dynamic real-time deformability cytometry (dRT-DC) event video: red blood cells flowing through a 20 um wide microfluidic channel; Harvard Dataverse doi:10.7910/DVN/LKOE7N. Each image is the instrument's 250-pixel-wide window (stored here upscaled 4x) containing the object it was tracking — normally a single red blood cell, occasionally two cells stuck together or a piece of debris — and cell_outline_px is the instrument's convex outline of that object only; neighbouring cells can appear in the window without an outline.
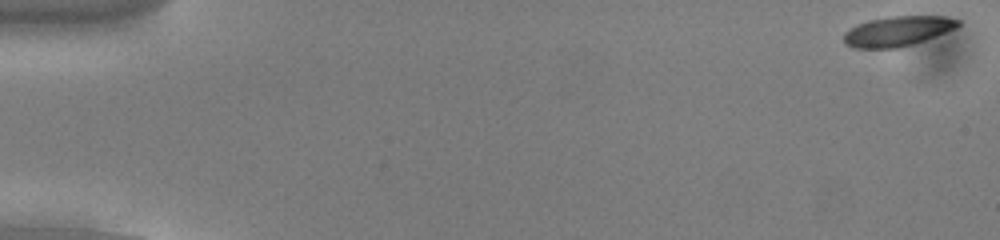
{"species": "common noctule bat (a hibernating species)", "species_latin": "Nyctalus noctula", "temperature_condition": "cold", "stored_images_in_passage": 54, "camera_frame_rate_fps": 3000, "um_per_image_px": 0.085, "animal": {"sex": "male", "body_mass_g": 13.0, "forearm_length_mm": 53.1}, "frame": {"image": 1, "passage_image": 1, "time_ms": 0.0, "image_size_px": [1000, 240], "cell_outline_px": [[960, 24], [956, 28], [924, 40], [912, 44], [896, 48], [852, 48], [844, 44], [844, 32], [856, 24], [868, 20], [892, 16], [944, 16], [960, 20]], "centroid_in_image_um": [76.26, 2.65], "position_along_channel_um": 8.7, "area_um2": 19.94}}
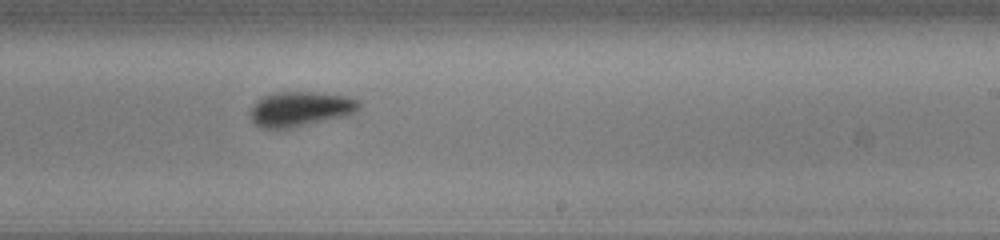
{"frame": {"image": 2, "passage_image": 33, "time_ms": 10.667, "image_size_px": [1000, 240], "cell_outline_px": [[360, 108], [356, 112], [340, 116], [288, 128], [260, 128], [252, 120], [248, 112], [252, 104], [256, 100], [264, 96], [276, 92], [312, 92], [348, 96], [360, 100]], "centroid_in_image_um": [25.48, 9.24], "position_along_channel_um": 263.5, "area_um2": 21.85}}
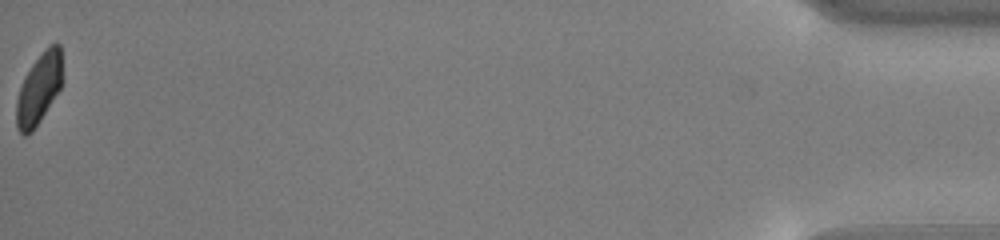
{"frame": {"image": 3, "passage_image": 54, "time_ms": 17.667, "image_size_px": [1000, 240], "cell_outline_px": [[60, 88], [40, 120], [32, 132], [28, 136], [24, 136], [16, 128], [16, 100], [24, 76], [32, 64], [48, 44], [60, 44]], "centroid_in_image_um": [3.25, 7.59], "position_along_channel_um": 431.9, "area_um2": 18.55}, "authors_computed_cell_mechanics": {"area_um2": 20.9814, "velocity_mm_per_s": 3.8055, "shape_relaxation_time_tau1_ms": 2.8099, "shape_relaxation_time_tau2_ms": null, "deformation_change_tau1": 0.0728, "deformation_change_tau2": null}}